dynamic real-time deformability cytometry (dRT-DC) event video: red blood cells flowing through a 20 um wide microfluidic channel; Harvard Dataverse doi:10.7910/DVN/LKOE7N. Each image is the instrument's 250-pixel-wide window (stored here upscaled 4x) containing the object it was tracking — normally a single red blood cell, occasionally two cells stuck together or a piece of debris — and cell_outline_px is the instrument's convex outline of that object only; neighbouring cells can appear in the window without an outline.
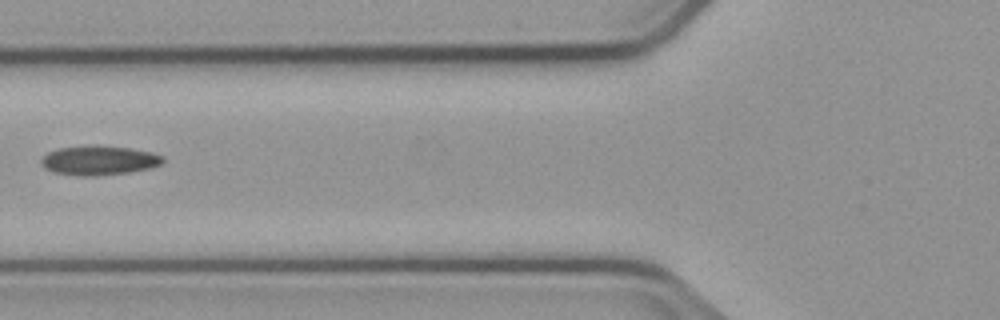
{"species": "common noctule bat (a hibernating species)", "species_latin": "Nyctalus noctula", "temperature_condition": "cold", "stored_images_in_passage": 2, "camera_frame_rate_fps": 3000, "um_per_image_px": 0.085, "animal": {"sex": "male", "body_mass_g": 23.1, "forearm_length_mm": 52.7}, "frame": {"image": 1, "passage_image": 2, "time_ms": 1.0, "image_size_px": [1000, 320], "cell_outline_px": [[164, 164], [152, 168], [128, 172], [96, 176], [80, 176], [52, 172], [44, 168], [40, 164], [40, 160], [48, 152], [60, 148], [96, 144], [128, 148], [152, 152], [164, 156]], "centroid_in_image_um": [8.43, 13.63], "position_along_channel_um": 117.4, "area_um2": 21.15}}